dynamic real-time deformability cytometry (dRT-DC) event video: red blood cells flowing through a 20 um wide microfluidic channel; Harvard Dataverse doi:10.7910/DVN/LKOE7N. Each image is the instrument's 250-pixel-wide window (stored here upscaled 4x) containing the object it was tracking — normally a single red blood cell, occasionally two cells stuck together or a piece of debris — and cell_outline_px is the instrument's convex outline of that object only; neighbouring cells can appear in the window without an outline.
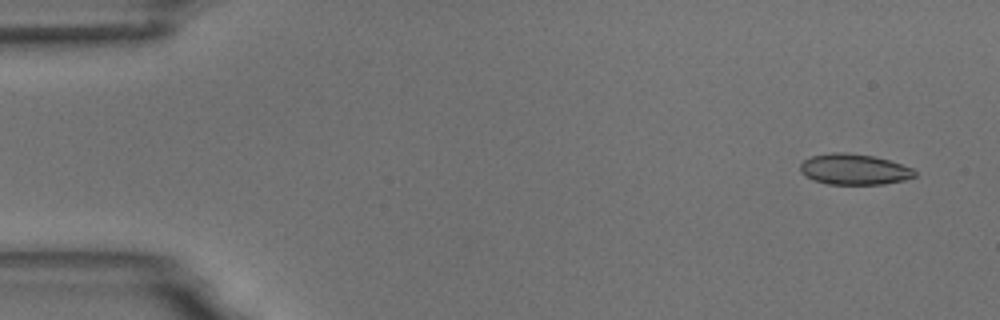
{"species": "common noctule bat (a hibernating species)", "species_latin": "Nyctalus noctula", "temperature_condition": "room temperature", "stored_images_in_passage": 4, "camera_frame_rate_fps": 3000, "um_per_image_px": 0.085, "animal": {"sex": "male", "body_mass_g": 18.8}, "frame": {"image": 1, "passage_image": 1, "time_ms": 0.0, "image_size_px": [1000, 320], "cell_outline_px": [[916, 176], [904, 180], [884, 184], [828, 184], [812, 180], [804, 176], [800, 172], [800, 164], [804, 160], [812, 156], [832, 152], [844, 152], [872, 156], [888, 160], [912, 168], [916, 172]], "centroid_in_image_um": [72.57, 14.4], "position_along_channel_um": 12.4, "area_um2": 20.52}}